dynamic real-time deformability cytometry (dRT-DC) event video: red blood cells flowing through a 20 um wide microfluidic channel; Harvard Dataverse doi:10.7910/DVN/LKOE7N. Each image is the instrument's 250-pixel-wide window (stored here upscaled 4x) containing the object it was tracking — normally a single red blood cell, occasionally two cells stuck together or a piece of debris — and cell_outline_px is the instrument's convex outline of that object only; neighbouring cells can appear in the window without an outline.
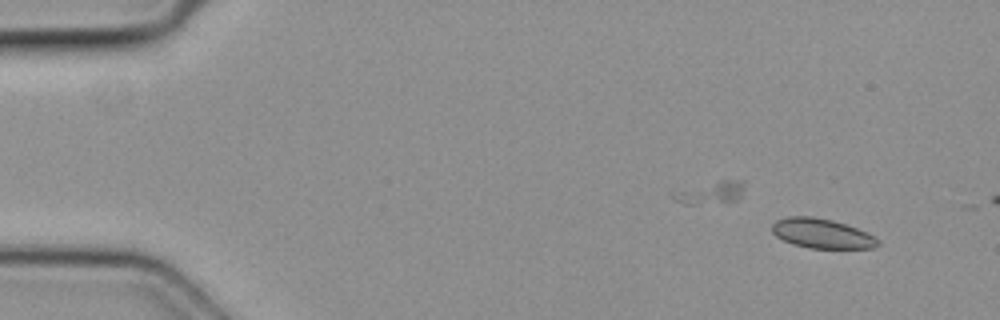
{"species": "common noctule bat (a hibernating species)", "species_latin": "Nyctalus noctula", "temperature_condition": "cold", "stored_images_in_passage": 4, "camera_frame_rate_fps": 3000, "um_per_image_px": 0.085, "animal": {"sex": "female", "body_mass_g": 19.3, "forearm_length_mm": 54.1}, "frame": {"image": 1, "passage_image": 2, "time_ms": 0.333, "image_size_px": [1000, 320], "cell_outline_px": [[880, 244], [872, 248], [808, 248], [792, 244], [776, 236], [772, 232], [772, 224], [776, 220], [788, 216], [812, 216], [832, 220], [856, 228], [876, 236], [880, 240]], "centroid_in_image_um": [69.86, 19.85], "position_along_channel_um": 15.1, "area_um2": 18.32}}